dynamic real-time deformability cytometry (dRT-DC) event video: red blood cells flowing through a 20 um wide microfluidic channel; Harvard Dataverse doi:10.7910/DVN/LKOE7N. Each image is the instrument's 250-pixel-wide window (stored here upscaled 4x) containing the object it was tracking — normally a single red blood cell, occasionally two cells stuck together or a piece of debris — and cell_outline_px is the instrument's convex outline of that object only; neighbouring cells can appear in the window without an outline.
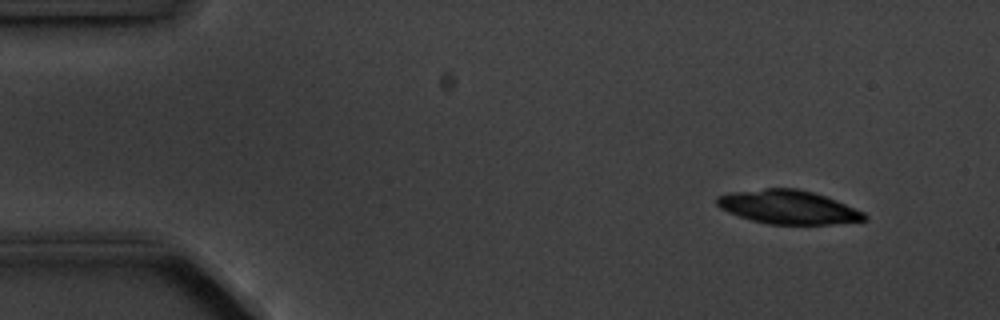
{"species": "common noctule bat (a hibernating species)", "species_latin": "Nyctalus noctula", "temperature_condition": "cold", "stored_images_in_passage": 5, "camera_frame_rate_fps": 3000, "um_per_image_px": 0.085, "animal": {"sex": "male", "body_mass_g": 20.1, "forearm_length_mm": 53.5}, "frame": {"image": 1, "passage_image": 1, "time_ms": 0.0, "image_size_px": [1000, 320], "cell_outline_px": [[868, 220], [832, 224], [768, 224], [752, 220], [728, 212], [720, 208], [716, 204], [716, 196], [732, 192], [764, 188], [796, 188], [812, 192], [836, 200], [864, 212], [868, 216]], "centroid_in_image_um": [67.0, 17.6], "position_along_channel_um": 18.0, "area_um2": 28.9}}